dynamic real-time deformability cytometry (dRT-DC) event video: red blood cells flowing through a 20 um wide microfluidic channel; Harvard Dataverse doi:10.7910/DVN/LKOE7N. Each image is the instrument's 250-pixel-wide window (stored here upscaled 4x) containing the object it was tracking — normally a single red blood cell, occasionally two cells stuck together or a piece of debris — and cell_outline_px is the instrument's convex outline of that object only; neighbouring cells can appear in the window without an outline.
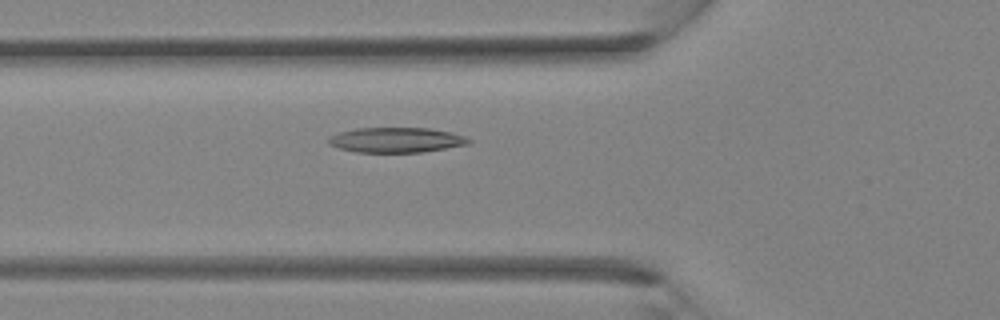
{"species": "Egyptian fruit bat (a non-hibernating species)", "species_latin": "Rousettus aegyptiacus", "temperature_condition": "room temperature", "stored_images_in_passage": 34, "camera_frame_rate_fps": 3000, "um_per_image_px": 0.085, "animal": {"sex": "female"}, "frame": {"image": 1, "passage_image": 11, "time_ms": 3.333, "image_size_px": [1000, 320], "cell_outline_px": [[472, 140], [468, 144], [420, 152], [356, 152], [336, 148], [328, 144], [328, 136], [340, 132], [356, 128], [428, 128], [452, 132], [464, 136]], "centroid_in_image_um": [33.63, 11.89], "position_along_channel_um": 92.2, "area_um2": 20.46}}
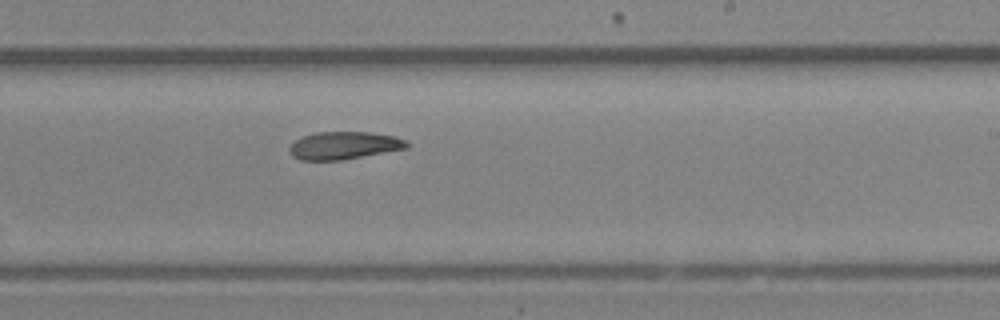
{"frame": {"image": 2, "passage_image": 20, "time_ms": 6.333, "image_size_px": [1000, 320], "cell_outline_px": [[408, 148], [340, 160], [300, 160], [292, 156], [288, 152], [288, 148], [296, 140], [304, 136], [316, 132], [372, 132], [396, 136], [404, 140], [408, 144]], "centroid_in_image_um": [29.22, 12.36], "position_along_channel_um": 259.8, "area_um2": 18.84}}
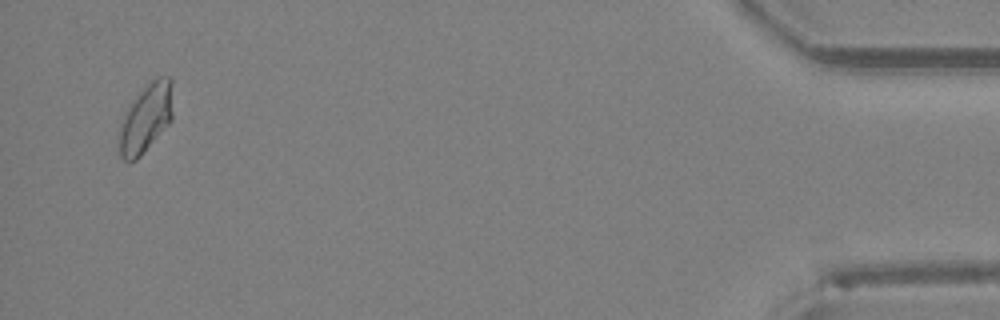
{"frame": {"image": 3, "passage_image": 33, "time_ms": 10.667, "image_size_px": [1000, 320], "cell_outline_px": [[172, 120], [140, 156], [136, 160], [128, 164], [120, 156], [120, 124], [124, 112], [136, 96], [156, 76], [172, 76]], "centroid_in_image_um": [12.41, 10.03], "position_along_channel_um": 422.8, "area_um2": 21.44}}